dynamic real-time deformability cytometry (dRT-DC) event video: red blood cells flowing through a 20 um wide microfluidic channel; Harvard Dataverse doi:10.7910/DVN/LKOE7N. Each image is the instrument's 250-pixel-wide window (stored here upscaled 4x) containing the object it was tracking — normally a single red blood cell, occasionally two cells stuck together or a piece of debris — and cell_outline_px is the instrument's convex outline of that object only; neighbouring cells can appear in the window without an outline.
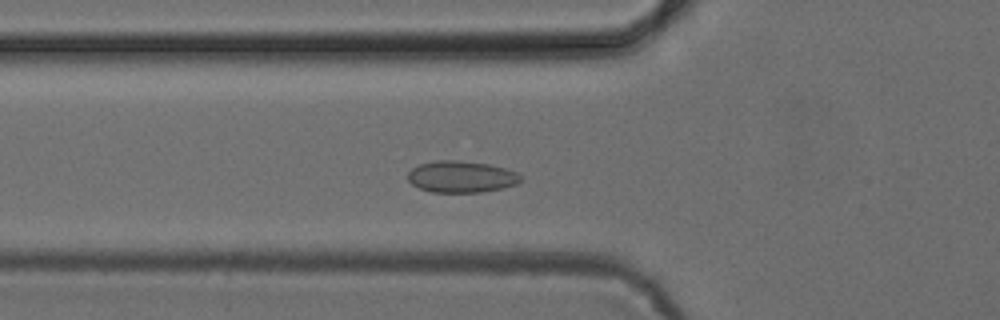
{"species": "common noctule bat (a hibernating species)", "species_latin": "Nyctalus noctula", "temperature_condition": "cold", "stored_images_in_passage": 48, "camera_frame_rate_fps": 3000, "um_per_image_px": 0.085, "animal": {"sex": "female", "body_mass_g": 24.6, "forearm_length_mm": 56.2}, "frame": {"image": 1, "passage_image": 14, "time_ms": 4.333, "image_size_px": [1000, 320], "cell_outline_px": [[524, 180], [516, 184], [504, 188], [480, 192], [432, 192], [420, 188], [412, 184], [408, 180], [408, 172], [412, 168], [420, 164], [436, 160], [456, 160], [488, 164], [504, 168], [516, 172], [524, 176]], "centroid_in_image_um": [39.24, 15.02], "position_along_channel_um": 86.6, "area_um2": 20.87}}
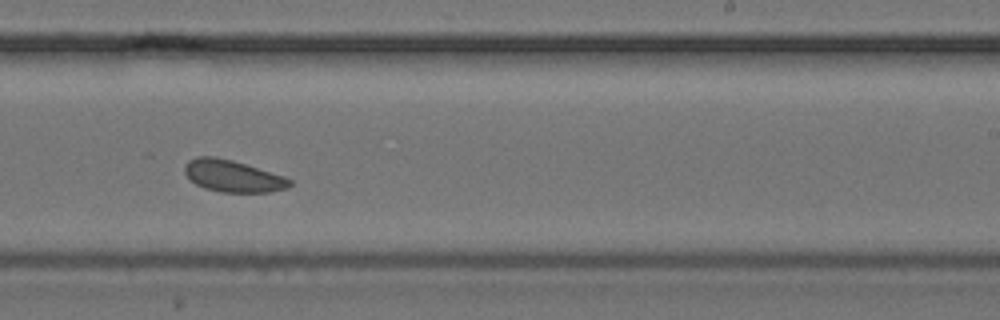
{"frame": {"image": 2, "passage_image": 28, "time_ms": 9.0, "image_size_px": [1000, 320], "cell_outline_px": [[292, 184], [288, 188], [268, 192], [220, 192], [204, 188], [196, 184], [184, 172], [184, 164], [188, 160], [196, 156], [216, 156], [232, 160], [284, 176], [292, 180]], "centroid_in_image_um": [19.77, 14.96], "position_along_channel_um": 269.2, "area_um2": 19.54}}
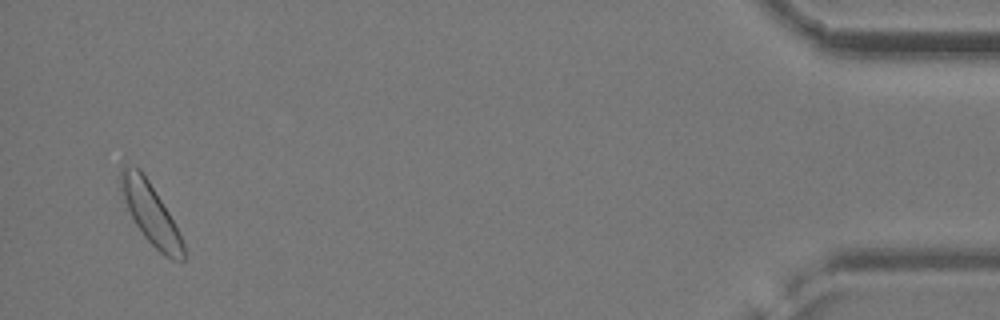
{"frame": {"image": 3, "passage_image": 46, "time_ms": 15.0, "image_size_px": [1000, 320], "cell_outline_px": [[184, 260], [172, 260], [164, 256], [144, 236], [136, 224], [128, 208], [120, 188], [120, 168], [124, 156], [140, 168], [148, 180], [168, 212], [184, 244]], "centroid_in_image_um": [12.73, 18.01], "position_along_channel_um": 422.5, "area_um2": 22.08}}